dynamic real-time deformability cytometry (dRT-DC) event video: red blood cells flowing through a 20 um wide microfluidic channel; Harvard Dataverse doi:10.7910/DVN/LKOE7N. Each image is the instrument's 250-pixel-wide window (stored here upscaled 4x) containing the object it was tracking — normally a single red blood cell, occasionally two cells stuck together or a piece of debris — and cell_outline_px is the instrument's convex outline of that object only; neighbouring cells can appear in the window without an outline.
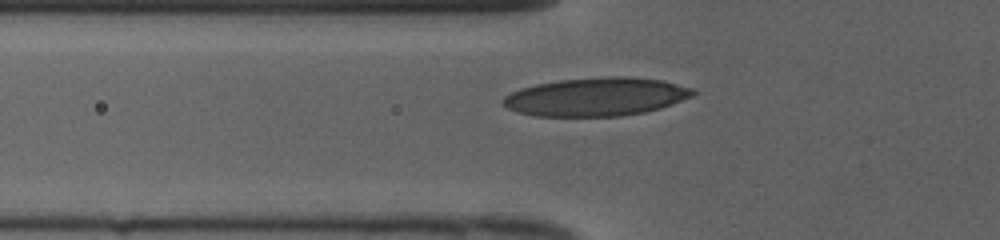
{"species": "human", "species_latin": "Homo sapiens", "temperature_condition": "cold", "stored_images_in_passage": 28, "camera_frame_rate_fps": 3000, "um_per_image_px": 0.085, "donor": {"sex": "female"}, "frame": {"image": 1, "passage_image": 2, "time_ms": 0.333, "image_size_px": [1000, 240], "cell_outline_px": [[696, 92], [692, 96], [660, 108], [644, 112], [620, 116], [536, 116], [520, 112], [508, 108], [500, 100], [504, 96], [520, 88], [536, 84], [560, 80], [612, 76], [624, 76], [664, 80], [692, 88]], "centroid_in_image_um": [50.68, 8.22], "position_along_channel_um": 75.1, "area_um2": 42.25}}
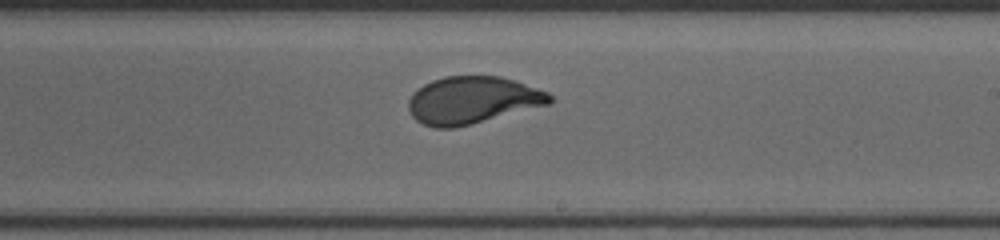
{"frame": {"image": 2, "passage_image": 15, "time_ms": 4.667, "image_size_px": [1000, 240], "cell_outline_px": [[552, 104], [472, 124], [452, 128], [436, 128], [424, 124], [416, 120], [412, 116], [408, 108], [408, 100], [412, 92], [416, 88], [432, 80], [444, 76], [500, 76], [548, 92], [552, 96]], "centroid_in_image_um": [40.14, 8.52], "position_along_channel_um": 248.9, "area_um2": 39.07}}
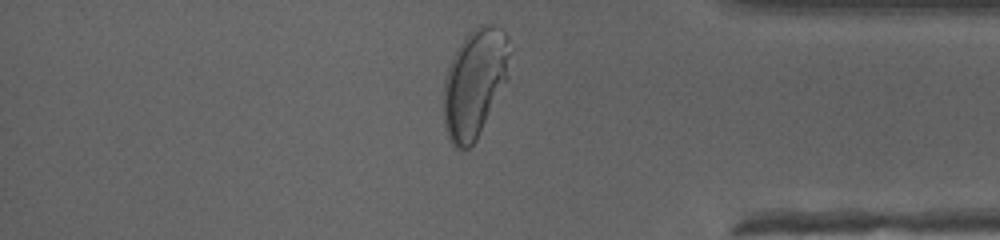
{"frame": {"image": 3, "passage_image": 27, "time_ms": 8.667, "image_size_px": [1000, 240], "cell_outline_px": [[512, 52], [508, 80], [476, 140], [468, 148], [452, 148], [444, 128], [444, 80], [448, 68], [456, 48], [464, 36], [468, 32], [480, 24], [492, 24], [504, 32], [508, 36]], "centroid_in_image_um": [40.37, 7.03], "position_along_channel_um": 394.8, "area_um2": 42.66}, "authors_computed_cell_mechanics": {"area_um2": 39.2462, "velocity_mm_per_s": 4.0071, "shape_relaxation_time_tau1_ms": 3.7005, "shape_relaxation_time_tau2_ms": null, "deformation_change_tau1": 0.2102, "deformation_change_tau2": null}}